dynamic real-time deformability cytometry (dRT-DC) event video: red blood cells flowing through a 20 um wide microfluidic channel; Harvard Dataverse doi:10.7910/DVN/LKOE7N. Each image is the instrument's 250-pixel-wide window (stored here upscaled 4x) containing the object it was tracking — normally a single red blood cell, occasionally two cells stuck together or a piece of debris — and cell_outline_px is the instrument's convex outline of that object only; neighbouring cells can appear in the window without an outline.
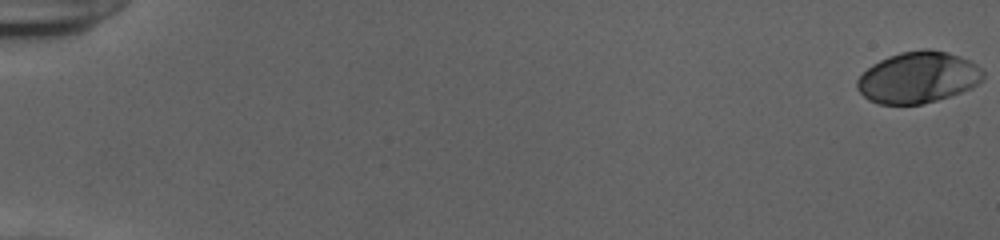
{"species": "human", "species_latin": "Homo sapiens", "temperature_condition": "cold", "stored_images_in_passage": 55, "camera_frame_rate_fps": 3000, "um_per_image_px": 0.085, "donor": {"sex": "female"}, "frame": {"image": 1, "passage_image": 1, "time_ms": 0.0, "image_size_px": [1000, 240], "cell_outline_px": [[984, 80], [972, 88], [924, 104], [880, 104], [868, 100], [856, 88], [856, 80], [872, 64], [888, 56], [900, 52], [924, 48], [948, 52], [968, 60], [976, 64], [984, 72]], "centroid_in_image_um": [78.03, 6.58], "position_along_channel_um": 7.0, "area_um2": 37.74}}
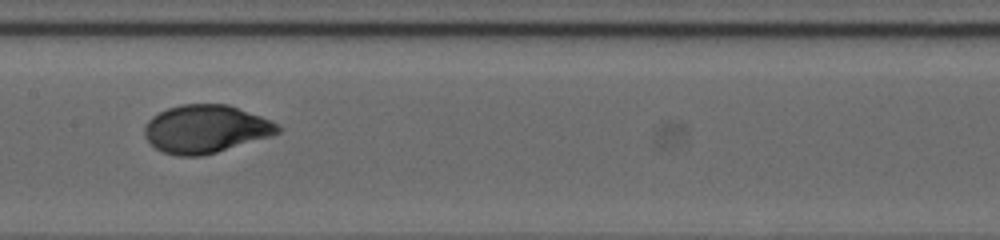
{"frame": {"image": 2, "passage_image": 30, "time_ms": 9.667, "image_size_px": [1000, 240], "cell_outline_px": [[284, 128], [280, 132], [272, 136], [216, 152], [200, 156], [176, 156], [164, 152], [156, 148], [144, 136], [144, 124], [152, 116], [168, 108], [180, 104], [228, 104], [260, 116]], "centroid_in_image_um": [17.47, 10.96], "position_along_channel_um": 189.9, "area_um2": 37.22}}
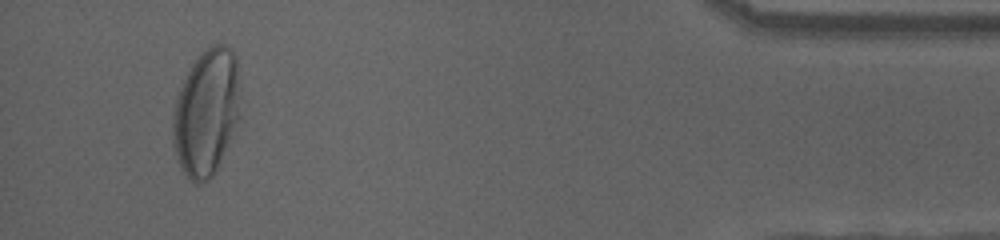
{"frame": {"image": 3, "passage_image": 52, "time_ms": 17.0, "image_size_px": [1000, 240], "cell_outline_px": [[236, 120], [228, 140], [216, 168], [212, 176], [208, 180], [200, 184], [196, 184], [180, 168], [176, 156], [172, 140], [172, 112], [176, 100], [184, 80], [192, 64], [204, 48], [212, 44], [224, 44], [236, 56]], "centroid_in_image_um": [17.45, 9.56], "position_along_channel_um": 417.8, "area_um2": 48.03}, "authors_computed_cell_mechanics": {"area_um2": 37.2232, "velocity_mm_per_s": 3.8939, "shape_relaxation_time_tau1_ms": 4.5581, "shape_relaxation_time_tau2_ms": null, "deformation_change_tau1": 0.2214, "deformation_change_tau2": null}}